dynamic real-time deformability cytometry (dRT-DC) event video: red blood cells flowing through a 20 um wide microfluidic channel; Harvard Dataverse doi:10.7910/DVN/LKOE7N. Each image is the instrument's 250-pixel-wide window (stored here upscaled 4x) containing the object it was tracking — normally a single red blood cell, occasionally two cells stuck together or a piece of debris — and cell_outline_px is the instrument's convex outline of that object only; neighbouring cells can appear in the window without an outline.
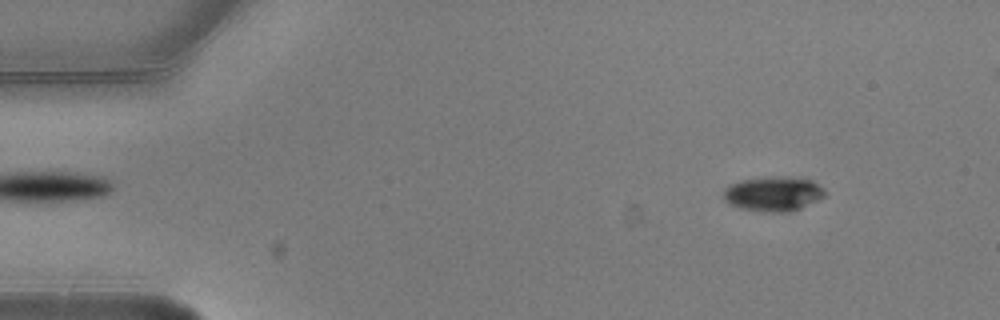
{"species": "common noctule bat (a hibernating species)", "species_latin": "Nyctalus noctula", "temperature_condition": "warm", "stored_images_in_passage": 5, "camera_frame_rate_fps": 3000, "um_per_image_px": 0.085, "animal": {"sex": "male", "body_mass_g": 20.5, "forearm_length_mm": 52.5}, "frame": {"image": 1, "passage_image": 1, "time_ms": 0.0, "image_size_px": [1000, 320], "cell_outline_px": [[824, 196], [792, 212], [760, 212], [740, 208], [728, 204], [724, 200], [724, 188], [728, 184], [740, 180], [772, 176], [788, 176], [812, 180], [824, 188]], "centroid_in_image_um": [65.69, 16.47], "position_along_channel_um": 19.3, "area_um2": 20.75}}
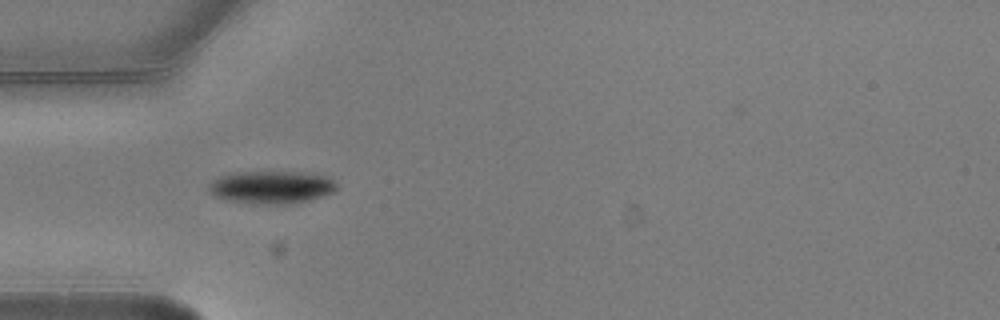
{"frame": {"image": 2, "passage_image": 4, "time_ms": 1.0, "image_size_px": [1000, 320], "cell_outline_px": [[336, 188], [332, 192], [308, 200], [292, 204], [260, 204], [228, 200], [216, 196], [208, 188], [208, 184], [212, 180], [220, 176], [232, 172], [312, 172], [332, 176], [336, 184]], "centroid_in_image_um": [23.11, 15.89], "position_along_channel_um": 61.9, "area_um2": 24.57}}
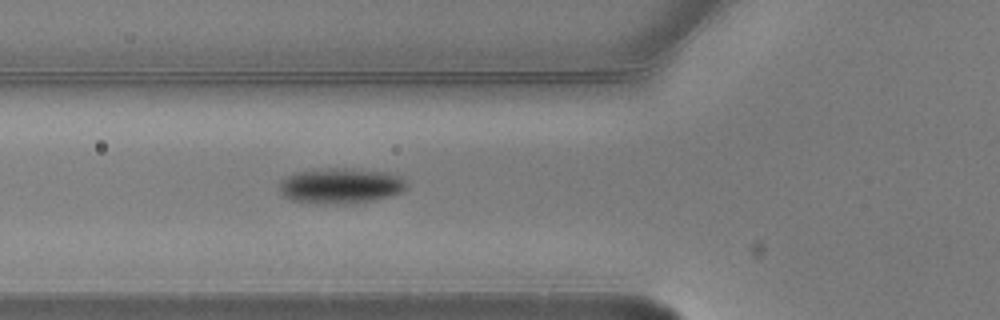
{"frame": {"image": 3, "passage_image": 5, "time_ms": 1.333, "image_size_px": [1000, 320], "cell_outline_px": [[408, 188], [404, 192], [372, 200], [344, 204], [316, 204], [292, 200], [284, 196], [280, 192], [280, 180], [288, 176], [300, 172], [336, 168], [388, 172], [400, 176], [408, 184]], "centroid_in_image_um": [28.99, 15.81], "position_along_channel_um": 96.8, "area_um2": 26.07}}